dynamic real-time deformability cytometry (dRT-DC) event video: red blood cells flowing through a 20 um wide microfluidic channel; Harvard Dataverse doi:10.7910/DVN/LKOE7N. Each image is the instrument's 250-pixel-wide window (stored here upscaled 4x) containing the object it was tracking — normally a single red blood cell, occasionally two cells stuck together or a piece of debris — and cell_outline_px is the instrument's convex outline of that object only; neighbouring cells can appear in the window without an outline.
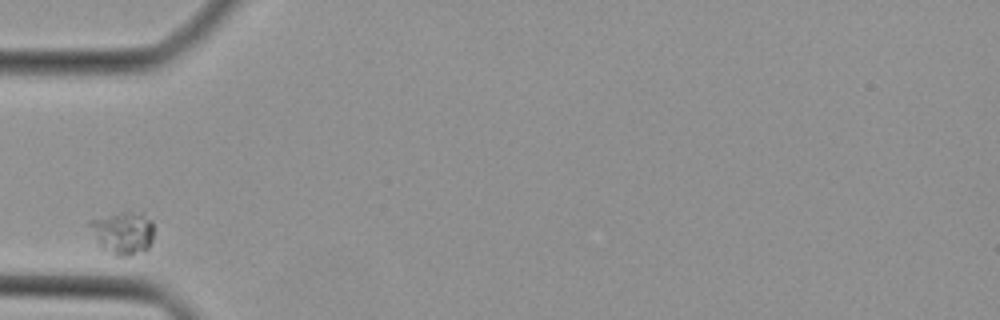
{"species": "Egyptian fruit bat (a non-hibernating species)", "species_latin": "Rousettus aegyptiacus", "temperature_condition": "cold", "stored_images_in_passage": 34, "camera_frame_rate_fps": 3000, "um_per_image_px": 0.085, "animal": {"sex": "female"}, "frame": {"image": 1, "passage_image": 1, "time_ms": 0.0, "image_size_px": [1000, 320], "cell_outline_px": [[152, 240], [148, 248], [144, 252], [124, 256], [116, 256], [100, 248], [88, 224], [88, 220], [124, 212], [140, 212], [152, 220]], "centroid_in_image_um": [10.44, 19.81], "position_along_channel_um": 74.6, "area_um2": 15.95}}
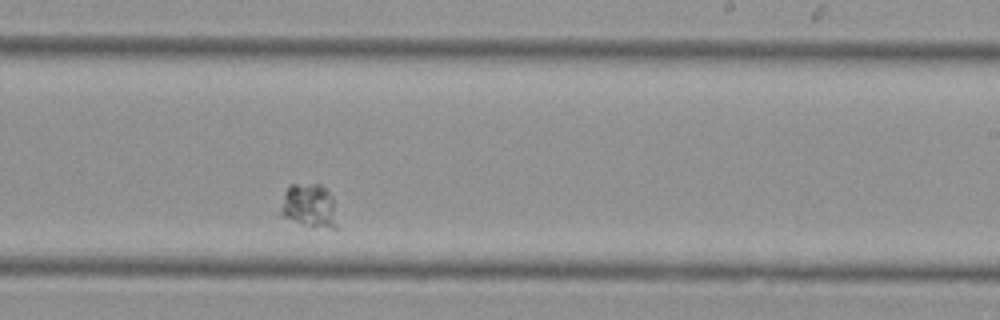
{"frame": {"image": 2, "passage_image": 15, "time_ms": 4.667, "image_size_px": [1000, 320], "cell_outline_px": [[336, 228], [312, 228], [272, 216], [288, 184], [320, 184], [332, 196], [336, 224]], "centroid_in_image_um": [26.09, 17.54], "position_along_channel_um": 262.9, "area_um2": 15.49}}
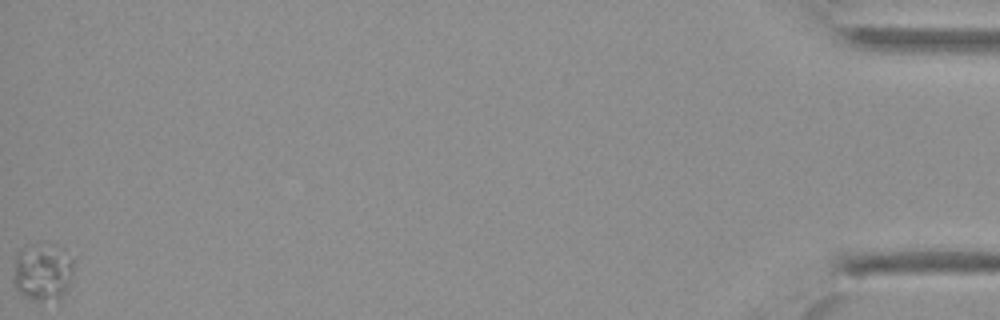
{"frame": {"image": 3, "passage_image": 34, "time_ms": 11.0, "image_size_px": [1000, 320], "cell_outline_px": [[76, 256], [72, 280], [68, 288], [60, 300], [28, 300], [12, 284], [12, 276], [16, 256], [20, 248], [64, 248]], "centroid_in_image_um": [3.68, 23.19], "position_along_channel_um": 431.5, "area_um2": 20.4}}